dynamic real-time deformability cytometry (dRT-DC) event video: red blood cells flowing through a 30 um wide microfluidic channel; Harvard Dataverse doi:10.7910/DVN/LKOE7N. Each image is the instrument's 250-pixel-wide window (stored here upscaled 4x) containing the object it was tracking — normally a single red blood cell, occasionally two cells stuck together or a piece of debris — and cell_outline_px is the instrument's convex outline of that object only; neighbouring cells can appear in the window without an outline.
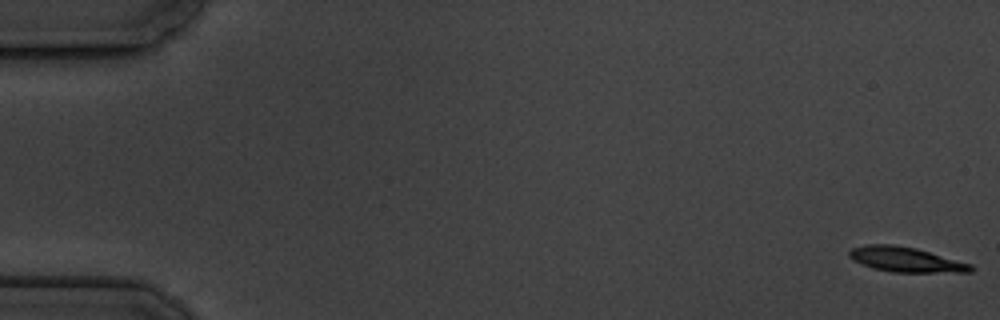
{"species": "common noctule bat (a hibernating species)", "species_latin": "Nyctalus noctula", "temperature_condition": "cold", "stored_images_in_passage": 8, "camera_frame_rate_fps": 3000, "um_per_image_px": 0.085, "animal": {"sex": "male", "body_mass_g": 19.5, "forearm_length_mm": 54.6}, "frame": {"image": 1, "passage_image": 1, "time_ms": 0.0, "image_size_px": [1000, 320], "cell_outline_px": [[972, 272], [892, 272], [872, 268], [852, 260], [848, 256], [848, 252], [852, 248], [868, 244], [892, 244], [916, 248], [972, 264]], "centroid_in_image_um": [76.96, 22.06], "position_along_channel_um": 8.0, "area_um2": 17.63}}
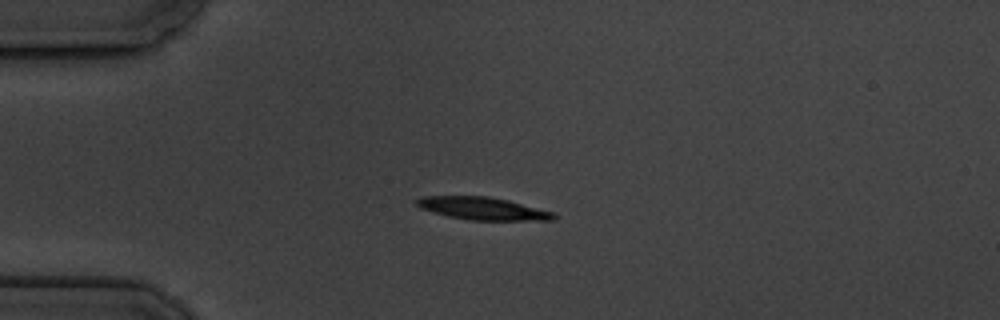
{"frame": {"image": 2, "passage_image": 5, "time_ms": 4.667, "image_size_px": [1000, 320], "cell_outline_px": [[556, 220], [468, 220], [448, 216], [420, 208], [416, 204], [416, 200], [420, 196], [488, 196], [508, 200], [556, 212]], "centroid_in_image_um": [41.07, 17.72], "position_along_channel_um": 43.9, "area_um2": 18.15}}